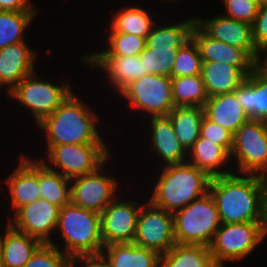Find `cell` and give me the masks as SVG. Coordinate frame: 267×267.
<instances>
[{
  "label": "cell",
  "mask_w": 267,
  "mask_h": 267,
  "mask_svg": "<svg viewBox=\"0 0 267 267\" xmlns=\"http://www.w3.org/2000/svg\"><path fill=\"white\" fill-rule=\"evenodd\" d=\"M209 193L218 208L221 223L264 222L258 175L233 173L213 177Z\"/></svg>",
  "instance_id": "6da1fadb"
},
{
  "label": "cell",
  "mask_w": 267,
  "mask_h": 267,
  "mask_svg": "<svg viewBox=\"0 0 267 267\" xmlns=\"http://www.w3.org/2000/svg\"><path fill=\"white\" fill-rule=\"evenodd\" d=\"M73 92L38 124L45 131L46 146L62 144L105 143L97 129L100 117Z\"/></svg>",
  "instance_id": "7a4b0ae2"
},
{
  "label": "cell",
  "mask_w": 267,
  "mask_h": 267,
  "mask_svg": "<svg viewBox=\"0 0 267 267\" xmlns=\"http://www.w3.org/2000/svg\"><path fill=\"white\" fill-rule=\"evenodd\" d=\"M211 179L205 171L188 162L163 166L148 200L154 206L174 214L209 192Z\"/></svg>",
  "instance_id": "3957f363"
},
{
  "label": "cell",
  "mask_w": 267,
  "mask_h": 267,
  "mask_svg": "<svg viewBox=\"0 0 267 267\" xmlns=\"http://www.w3.org/2000/svg\"><path fill=\"white\" fill-rule=\"evenodd\" d=\"M64 242L61 251L69 256L98 255L104 247L101 237L100 213L71 202L59 211L56 231Z\"/></svg>",
  "instance_id": "277c9868"
},
{
  "label": "cell",
  "mask_w": 267,
  "mask_h": 267,
  "mask_svg": "<svg viewBox=\"0 0 267 267\" xmlns=\"http://www.w3.org/2000/svg\"><path fill=\"white\" fill-rule=\"evenodd\" d=\"M195 16L180 23L153 26L146 38V46L139 57L143 62L144 76L155 74L172 78L178 49L192 38Z\"/></svg>",
  "instance_id": "5b68a950"
},
{
  "label": "cell",
  "mask_w": 267,
  "mask_h": 267,
  "mask_svg": "<svg viewBox=\"0 0 267 267\" xmlns=\"http://www.w3.org/2000/svg\"><path fill=\"white\" fill-rule=\"evenodd\" d=\"M173 216L177 244L209 246L221 225L218 208L209 192Z\"/></svg>",
  "instance_id": "8992f818"
},
{
  "label": "cell",
  "mask_w": 267,
  "mask_h": 267,
  "mask_svg": "<svg viewBox=\"0 0 267 267\" xmlns=\"http://www.w3.org/2000/svg\"><path fill=\"white\" fill-rule=\"evenodd\" d=\"M265 237L267 229L264 222L221 223L208 247L215 264L224 267V262L245 259Z\"/></svg>",
  "instance_id": "52a82bcc"
},
{
  "label": "cell",
  "mask_w": 267,
  "mask_h": 267,
  "mask_svg": "<svg viewBox=\"0 0 267 267\" xmlns=\"http://www.w3.org/2000/svg\"><path fill=\"white\" fill-rule=\"evenodd\" d=\"M46 151L48 163L40 160L69 179L92 173L112 158L106 143L62 144L47 146Z\"/></svg>",
  "instance_id": "ba28073f"
},
{
  "label": "cell",
  "mask_w": 267,
  "mask_h": 267,
  "mask_svg": "<svg viewBox=\"0 0 267 267\" xmlns=\"http://www.w3.org/2000/svg\"><path fill=\"white\" fill-rule=\"evenodd\" d=\"M239 174L261 175L267 171V131L261 120L248 119L233 134L230 160Z\"/></svg>",
  "instance_id": "9c48e42d"
},
{
  "label": "cell",
  "mask_w": 267,
  "mask_h": 267,
  "mask_svg": "<svg viewBox=\"0 0 267 267\" xmlns=\"http://www.w3.org/2000/svg\"><path fill=\"white\" fill-rule=\"evenodd\" d=\"M35 75L36 71L22 79L8 95L30 110L38 124L52 114L73 91L69 82L56 85Z\"/></svg>",
  "instance_id": "30bf717a"
},
{
  "label": "cell",
  "mask_w": 267,
  "mask_h": 267,
  "mask_svg": "<svg viewBox=\"0 0 267 267\" xmlns=\"http://www.w3.org/2000/svg\"><path fill=\"white\" fill-rule=\"evenodd\" d=\"M119 95L133 110L140 109L149 117L167 116L175 107L168 76L147 74L127 85Z\"/></svg>",
  "instance_id": "8fae6325"
},
{
  "label": "cell",
  "mask_w": 267,
  "mask_h": 267,
  "mask_svg": "<svg viewBox=\"0 0 267 267\" xmlns=\"http://www.w3.org/2000/svg\"><path fill=\"white\" fill-rule=\"evenodd\" d=\"M133 243L159 255L167 253L176 244L173 214L154 206L149 200L142 204Z\"/></svg>",
  "instance_id": "7c38bea8"
},
{
  "label": "cell",
  "mask_w": 267,
  "mask_h": 267,
  "mask_svg": "<svg viewBox=\"0 0 267 267\" xmlns=\"http://www.w3.org/2000/svg\"><path fill=\"white\" fill-rule=\"evenodd\" d=\"M96 171L70 180V202L76 206L101 213L117 196V180L104 175V166Z\"/></svg>",
  "instance_id": "4fadbf2b"
},
{
  "label": "cell",
  "mask_w": 267,
  "mask_h": 267,
  "mask_svg": "<svg viewBox=\"0 0 267 267\" xmlns=\"http://www.w3.org/2000/svg\"><path fill=\"white\" fill-rule=\"evenodd\" d=\"M116 197L100 213L103 245L133 243L138 214L142 205L137 200Z\"/></svg>",
  "instance_id": "5bb4252c"
},
{
  "label": "cell",
  "mask_w": 267,
  "mask_h": 267,
  "mask_svg": "<svg viewBox=\"0 0 267 267\" xmlns=\"http://www.w3.org/2000/svg\"><path fill=\"white\" fill-rule=\"evenodd\" d=\"M60 207L45 199H38L20 207L11 218L10 224L15 230L37 238L41 243H51V232L57 228Z\"/></svg>",
  "instance_id": "9a60e30c"
},
{
  "label": "cell",
  "mask_w": 267,
  "mask_h": 267,
  "mask_svg": "<svg viewBox=\"0 0 267 267\" xmlns=\"http://www.w3.org/2000/svg\"><path fill=\"white\" fill-rule=\"evenodd\" d=\"M195 21L211 38L244 49L253 59L255 58L257 48L252 40L251 24L222 14L205 20L195 17Z\"/></svg>",
  "instance_id": "2e32d148"
},
{
  "label": "cell",
  "mask_w": 267,
  "mask_h": 267,
  "mask_svg": "<svg viewBox=\"0 0 267 267\" xmlns=\"http://www.w3.org/2000/svg\"><path fill=\"white\" fill-rule=\"evenodd\" d=\"M83 62L100 68L118 94L131 82L144 76V66L139 55H83Z\"/></svg>",
  "instance_id": "e0dca14e"
},
{
  "label": "cell",
  "mask_w": 267,
  "mask_h": 267,
  "mask_svg": "<svg viewBox=\"0 0 267 267\" xmlns=\"http://www.w3.org/2000/svg\"><path fill=\"white\" fill-rule=\"evenodd\" d=\"M192 38L197 43L202 61H219L237 67L245 76L254 70V59L244 50L208 36L196 23Z\"/></svg>",
  "instance_id": "ac0fdd59"
},
{
  "label": "cell",
  "mask_w": 267,
  "mask_h": 267,
  "mask_svg": "<svg viewBox=\"0 0 267 267\" xmlns=\"http://www.w3.org/2000/svg\"><path fill=\"white\" fill-rule=\"evenodd\" d=\"M36 52L25 42L0 49V87L10 93L16 85L35 70Z\"/></svg>",
  "instance_id": "d6986e66"
},
{
  "label": "cell",
  "mask_w": 267,
  "mask_h": 267,
  "mask_svg": "<svg viewBox=\"0 0 267 267\" xmlns=\"http://www.w3.org/2000/svg\"><path fill=\"white\" fill-rule=\"evenodd\" d=\"M5 181L9 187L8 193L13 213L20 207L41 198L38 184V159L22 156L19 165Z\"/></svg>",
  "instance_id": "ffe728a7"
},
{
  "label": "cell",
  "mask_w": 267,
  "mask_h": 267,
  "mask_svg": "<svg viewBox=\"0 0 267 267\" xmlns=\"http://www.w3.org/2000/svg\"><path fill=\"white\" fill-rule=\"evenodd\" d=\"M151 149L163 160L162 166L187 162L188 152L176 138L173 124L168 116L150 117Z\"/></svg>",
  "instance_id": "44dd1931"
},
{
  "label": "cell",
  "mask_w": 267,
  "mask_h": 267,
  "mask_svg": "<svg viewBox=\"0 0 267 267\" xmlns=\"http://www.w3.org/2000/svg\"><path fill=\"white\" fill-rule=\"evenodd\" d=\"M204 116L234 134L249 117L236 99L235 93H225L208 97L203 106Z\"/></svg>",
  "instance_id": "7402d4cb"
},
{
  "label": "cell",
  "mask_w": 267,
  "mask_h": 267,
  "mask_svg": "<svg viewBox=\"0 0 267 267\" xmlns=\"http://www.w3.org/2000/svg\"><path fill=\"white\" fill-rule=\"evenodd\" d=\"M228 161H231L230 154L222 146L202 137L188 151L187 162L205 171L211 178L234 173L229 166L228 170L223 168Z\"/></svg>",
  "instance_id": "603a6c76"
},
{
  "label": "cell",
  "mask_w": 267,
  "mask_h": 267,
  "mask_svg": "<svg viewBox=\"0 0 267 267\" xmlns=\"http://www.w3.org/2000/svg\"><path fill=\"white\" fill-rule=\"evenodd\" d=\"M201 76L208 97L231 93L246 78L237 67L219 61H202Z\"/></svg>",
  "instance_id": "cb8c5ba5"
},
{
  "label": "cell",
  "mask_w": 267,
  "mask_h": 267,
  "mask_svg": "<svg viewBox=\"0 0 267 267\" xmlns=\"http://www.w3.org/2000/svg\"><path fill=\"white\" fill-rule=\"evenodd\" d=\"M249 119L264 121L267 118V80L254 70L233 91Z\"/></svg>",
  "instance_id": "d4e9b609"
},
{
  "label": "cell",
  "mask_w": 267,
  "mask_h": 267,
  "mask_svg": "<svg viewBox=\"0 0 267 267\" xmlns=\"http://www.w3.org/2000/svg\"><path fill=\"white\" fill-rule=\"evenodd\" d=\"M101 254L110 267H159L160 255L134 243L104 246Z\"/></svg>",
  "instance_id": "484cf974"
},
{
  "label": "cell",
  "mask_w": 267,
  "mask_h": 267,
  "mask_svg": "<svg viewBox=\"0 0 267 267\" xmlns=\"http://www.w3.org/2000/svg\"><path fill=\"white\" fill-rule=\"evenodd\" d=\"M5 233L0 235L4 267H23L42 244L37 238L15 230L7 223Z\"/></svg>",
  "instance_id": "4316f807"
},
{
  "label": "cell",
  "mask_w": 267,
  "mask_h": 267,
  "mask_svg": "<svg viewBox=\"0 0 267 267\" xmlns=\"http://www.w3.org/2000/svg\"><path fill=\"white\" fill-rule=\"evenodd\" d=\"M167 116L173 124L176 138L188 152L200 137L203 107H174Z\"/></svg>",
  "instance_id": "83f0119b"
},
{
  "label": "cell",
  "mask_w": 267,
  "mask_h": 267,
  "mask_svg": "<svg viewBox=\"0 0 267 267\" xmlns=\"http://www.w3.org/2000/svg\"><path fill=\"white\" fill-rule=\"evenodd\" d=\"M159 267H218L208 246L175 244L160 255Z\"/></svg>",
  "instance_id": "f1b7e54d"
},
{
  "label": "cell",
  "mask_w": 267,
  "mask_h": 267,
  "mask_svg": "<svg viewBox=\"0 0 267 267\" xmlns=\"http://www.w3.org/2000/svg\"><path fill=\"white\" fill-rule=\"evenodd\" d=\"M156 20L149 11L140 6L124 7L118 10L110 23V32H121L147 38Z\"/></svg>",
  "instance_id": "f546056e"
},
{
  "label": "cell",
  "mask_w": 267,
  "mask_h": 267,
  "mask_svg": "<svg viewBox=\"0 0 267 267\" xmlns=\"http://www.w3.org/2000/svg\"><path fill=\"white\" fill-rule=\"evenodd\" d=\"M70 180L38 161V184L40 196L49 203L62 208L70 203Z\"/></svg>",
  "instance_id": "4dcf8cb0"
},
{
  "label": "cell",
  "mask_w": 267,
  "mask_h": 267,
  "mask_svg": "<svg viewBox=\"0 0 267 267\" xmlns=\"http://www.w3.org/2000/svg\"><path fill=\"white\" fill-rule=\"evenodd\" d=\"M171 90L175 107H203L208 100L201 75L172 77Z\"/></svg>",
  "instance_id": "1f68e13d"
},
{
  "label": "cell",
  "mask_w": 267,
  "mask_h": 267,
  "mask_svg": "<svg viewBox=\"0 0 267 267\" xmlns=\"http://www.w3.org/2000/svg\"><path fill=\"white\" fill-rule=\"evenodd\" d=\"M39 11H0V49L25 42L24 33Z\"/></svg>",
  "instance_id": "d6a6232c"
},
{
  "label": "cell",
  "mask_w": 267,
  "mask_h": 267,
  "mask_svg": "<svg viewBox=\"0 0 267 267\" xmlns=\"http://www.w3.org/2000/svg\"><path fill=\"white\" fill-rule=\"evenodd\" d=\"M107 41L105 50L84 55L134 56L140 55L146 46L145 38L121 32H109Z\"/></svg>",
  "instance_id": "836d02e7"
},
{
  "label": "cell",
  "mask_w": 267,
  "mask_h": 267,
  "mask_svg": "<svg viewBox=\"0 0 267 267\" xmlns=\"http://www.w3.org/2000/svg\"><path fill=\"white\" fill-rule=\"evenodd\" d=\"M202 60L197 43L191 38L178 49L172 77L201 75Z\"/></svg>",
  "instance_id": "e575fe53"
},
{
  "label": "cell",
  "mask_w": 267,
  "mask_h": 267,
  "mask_svg": "<svg viewBox=\"0 0 267 267\" xmlns=\"http://www.w3.org/2000/svg\"><path fill=\"white\" fill-rule=\"evenodd\" d=\"M54 242L42 243L23 267H69L70 257Z\"/></svg>",
  "instance_id": "d590c367"
},
{
  "label": "cell",
  "mask_w": 267,
  "mask_h": 267,
  "mask_svg": "<svg viewBox=\"0 0 267 267\" xmlns=\"http://www.w3.org/2000/svg\"><path fill=\"white\" fill-rule=\"evenodd\" d=\"M226 17L252 24L258 14L257 0H223Z\"/></svg>",
  "instance_id": "8d00e7d4"
},
{
  "label": "cell",
  "mask_w": 267,
  "mask_h": 267,
  "mask_svg": "<svg viewBox=\"0 0 267 267\" xmlns=\"http://www.w3.org/2000/svg\"><path fill=\"white\" fill-rule=\"evenodd\" d=\"M200 137L217 143L230 154L233 144V134L229 130L208 120L205 116L200 126Z\"/></svg>",
  "instance_id": "74e56055"
},
{
  "label": "cell",
  "mask_w": 267,
  "mask_h": 267,
  "mask_svg": "<svg viewBox=\"0 0 267 267\" xmlns=\"http://www.w3.org/2000/svg\"><path fill=\"white\" fill-rule=\"evenodd\" d=\"M252 40L256 48L267 45V3L259 6L258 14L251 24Z\"/></svg>",
  "instance_id": "f35d334b"
},
{
  "label": "cell",
  "mask_w": 267,
  "mask_h": 267,
  "mask_svg": "<svg viewBox=\"0 0 267 267\" xmlns=\"http://www.w3.org/2000/svg\"><path fill=\"white\" fill-rule=\"evenodd\" d=\"M80 263L83 267H110L102 254L72 256L69 260V267L79 266ZM82 265L79 267H82Z\"/></svg>",
  "instance_id": "ab89813d"
},
{
  "label": "cell",
  "mask_w": 267,
  "mask_h": 267,
  "mask_svg": "<svg viewBox=\"0 0 267 267\" xmlns=\"http://www.w3.org/2000/svg\"><path fill=\"white\" fill-rule=\"evenodd\" d=\"M0 11H39L30 0H0Z\"/></svg>",
  "instance_id": "60d3db41"
},
{
  "label": "cell",
  "mask_w": 267,
  "mask_h": 267,
  "mask_svg": "<svg viewBox=\"0 0 267 267\" xmlns=\"http://www.w3.org/2000/svg\"><path fill=\"white\" fill-rule=\"evenodd\" d=\"M262 53L265 55L264 57ZM254 71L267 80V45L257 49L254 58Z\"/></svg>",
  "instance_id": "b9f144b4"
},
{
  "label": "cell",
  "mask_w": 267,
  "mask_h": 267,
  "mask_svg": "<svg viewBox=\"0 0 267 267\" xmlns=\"http://www.w3.org/2000/svg\"><path fill=\"white\" fill-rule=\"evenodd\" d=\"M262 187L263 219L267 229V171L259 175Z\"/></svg>",
  "instance_id": "7bdbcfd3"
},
{
  "label": "cell",
  "mask_w": 267,
  "mask_h": 267,
  "mask_svg": "<svg viewBox=\"0 0 267 267\" xmlns=\"http://www.w3.org/2000/svg\"><path fill=\"white\" fill-rule=\"evenodd\" d=\"M0 267H4V266H3V259H2V248H1V243H0Z\"/></svg>",
  "instance_id": "ee69618b"
},
{
  "label": "cell",
  "mask_w": 267,
  "mask_h": 267,
  "mask_svg": "<svg viewBox=\"0 0 267 267\" xmlns=\"http://www.w3.org/2000/svg\"><path fill=\"white\" fill-rule=\"evenodd\" d=\"M258 3L261 5V4H264V3H267V0H257Z\"/></svg>",
  "instance_id": "f6af8a7d"
},
{
  "label": "cell",
  "mask_w": 267,
  "mask_h": 267,
  "mask_svg": "<svg viewBox=\"0 0 267 267\" xmlns=\"http://www.w3.org/2000/svg\"><path fill=\"white\" fill-rule=\"evenodd\" d=\"M263 122L265 124V128H266V131H267V118Z\"/></svg>",
  "instance_id": "bcb514c9"
}]
</instances>
